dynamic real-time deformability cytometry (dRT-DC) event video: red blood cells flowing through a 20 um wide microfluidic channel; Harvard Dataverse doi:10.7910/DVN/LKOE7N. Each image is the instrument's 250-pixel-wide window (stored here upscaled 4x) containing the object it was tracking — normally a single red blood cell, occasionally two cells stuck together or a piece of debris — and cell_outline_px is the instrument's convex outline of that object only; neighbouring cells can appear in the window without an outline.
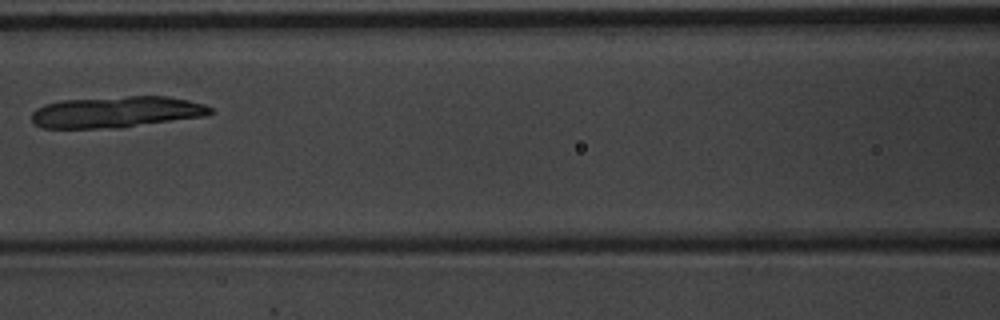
{"species": "common noctule bat (a hibernating species)", "species_latin": "Nyctalus noctula", "temperature_condition": "warm", "stored_images_in_passage": 4, "camera_frame_rate_fps": 3000, "um_per_image_px": 0.085, "animal": {"sex": "male", "body_mass_g": 20.1, "forearm_length_mm": 53.5}, "frame": {"image": 1, "passage_image": 4, "time_ms": 1.0, "image_size_px": [1000, 320], "cell_outline_px": [[216, 112], [208, 116], [124, 128], [40, 128], [32, 120], [32, 112], [36, 108], [44, 104], [64, 100], [128, 96], [168, 96], [188, 100], [204, 104], [212, 108]], "centroid_in_image_um": [9.96, 9.53], "position_along_channel_um": 156.6, "area_um2": 33.12}}